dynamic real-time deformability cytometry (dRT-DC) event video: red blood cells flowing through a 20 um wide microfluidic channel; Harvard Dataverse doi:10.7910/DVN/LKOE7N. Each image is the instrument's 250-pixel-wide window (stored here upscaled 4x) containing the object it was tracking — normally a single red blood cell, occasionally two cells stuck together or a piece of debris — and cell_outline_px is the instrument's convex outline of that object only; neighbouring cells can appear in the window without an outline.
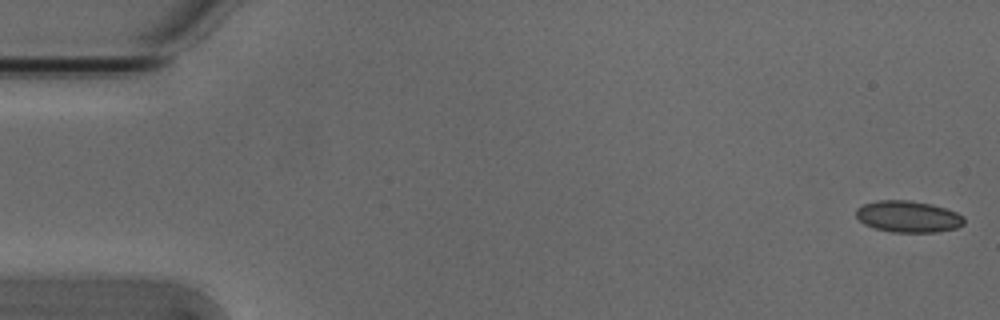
{"species": "Egyptian fruit bat (a non-hibernating species)", "species_latin": "Rousettus aegyptiacus", "temperature_condition": "cold", "stored_images_in_passage": 16, "camera_frame_rate_fps": 3000, "um_per_image_px": 0.085, "animal": {"sex": "male"}, "frame": {"image": 1, "passage_image": 1, "time_ms": 0.0, "image_size_px": [1000, 320], "cell_outline_px": [[964, 224], [956, 228], [936, 232], [892, 232], [876, 228], [864, 224], [856, 216], [856, 208], [864, 204], [880, 200], [908, 200], [932, 204], [956, 212], [964, 216]], "centroid_in_image_um": [77.2, 18.41], "position_along_channel_um": 7.8, "area_um2": 19.77}}
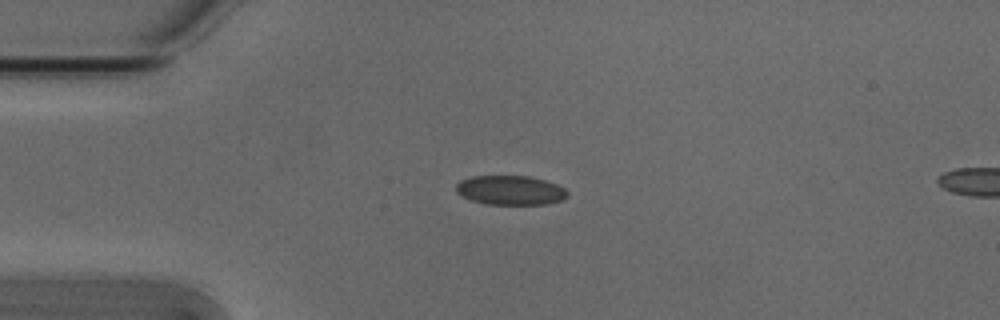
{"frame": {"image": 2, "passage_image": 13, "time_ms": 4.0, "image_size_px": [1000, 320], "cell_outline_px": [[568, 196], [564, 200], [548, 204], [484, 204], [460, 196], [456, 192], [456, 184], [460, 180], [472, 176], [528, 176], [544, 180], [556, 184], [564, 188], [568, 192]], "centroid_in_image_um": [43.38, 16.17], "position_along_channel_um": 41.6, "area_um2": 19.19}}